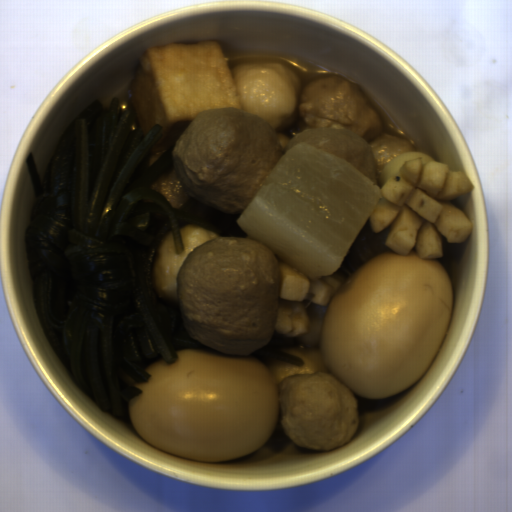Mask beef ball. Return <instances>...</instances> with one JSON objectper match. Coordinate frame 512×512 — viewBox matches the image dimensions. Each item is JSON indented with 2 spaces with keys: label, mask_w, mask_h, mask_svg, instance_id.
I'll return each instance as SVG.
<instances>
[{
  "label": "beef ball",
  "mask_w": 512,
  "mask_h": 512,
  "mask_svg": "<svg viewBox=\"0 0 512 512\" xmlns=\"http://www.w3.org/2000/svg\"><path fill=\"white\" fill-rule=\"evenodd\" d=\"M186 334L225 355L250 357L274 336L278 257L248 236H216L190 251L177 271Z\"/></svg>",
  "instance_id": "1"
},
{
  "label": "beef ball",
  "mask_w": 512,
  "mask_h": 512,
  "mask_svg": "<svg viewBox=\"0 0 512 512\" xmlns=\"http://www.w3.org/2000/svg\"><path fill=\"white\" fill-rule=\"evenodd\" d=\"M301 143H308L339 157L378 186L376 157L369 142L358 134L323 128L303 130L289 139L284 146V154Z\"/></svg>",
  "instance_id": "3"
},
{
  "label": "beef ball",
  "mask_w": 512,
  "mask_h": 512,
  "mask_svg": "<svg viewBox=\"0 0 512 512\" xmlns=\"http://www.w3.org/2000/svg\"><path fill=\"white\" fill-rule=\"evenodd\" d=\"M268 121L236 107L197 112L172 151V166L191 199L242 214L283 156Z\"/></svg>",
  "instance_id": "2"
}]
</instances>
